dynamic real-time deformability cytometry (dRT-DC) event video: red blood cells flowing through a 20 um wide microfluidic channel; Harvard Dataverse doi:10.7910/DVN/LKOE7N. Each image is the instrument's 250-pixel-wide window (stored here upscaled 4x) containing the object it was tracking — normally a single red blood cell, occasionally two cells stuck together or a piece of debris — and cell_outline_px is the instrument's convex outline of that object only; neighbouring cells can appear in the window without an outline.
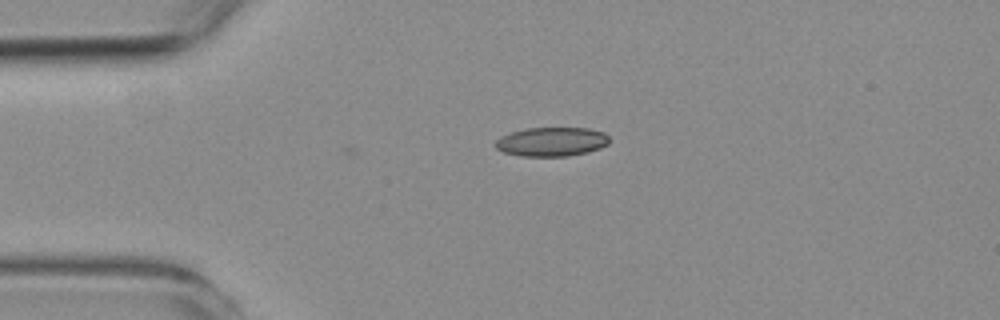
{"species": "common noctule bat (a hibernating species)", "species_latin": "Nyctalus noctula", "temperature_condition": "room temperature", "stored_images_in_passage": 2, "camera_frame_rate_fps": 3000, "um_per_image_px": 0.085, "animal": {"sex": "female", "body_mass_g": 19.3, "forearm_length_mm": 54.1}, "frame": {"image": 1, "passage_image": 2, "time_ms": 0.333, "image_size_px": [1000, 320], "cell_outline_px": [[608, 144], [600, 148], [588, 152], [568, 156], [520, 156], [504, 152], [496, 148], [492, 144], [500, 136], [512, 132], [528, 128], [588, 128], [604, 132], [608, 136]], "centroid_in_image_um": [46.87, 12.05], "position_along_channel_um": 38.1, "area_um2": 19.36}}